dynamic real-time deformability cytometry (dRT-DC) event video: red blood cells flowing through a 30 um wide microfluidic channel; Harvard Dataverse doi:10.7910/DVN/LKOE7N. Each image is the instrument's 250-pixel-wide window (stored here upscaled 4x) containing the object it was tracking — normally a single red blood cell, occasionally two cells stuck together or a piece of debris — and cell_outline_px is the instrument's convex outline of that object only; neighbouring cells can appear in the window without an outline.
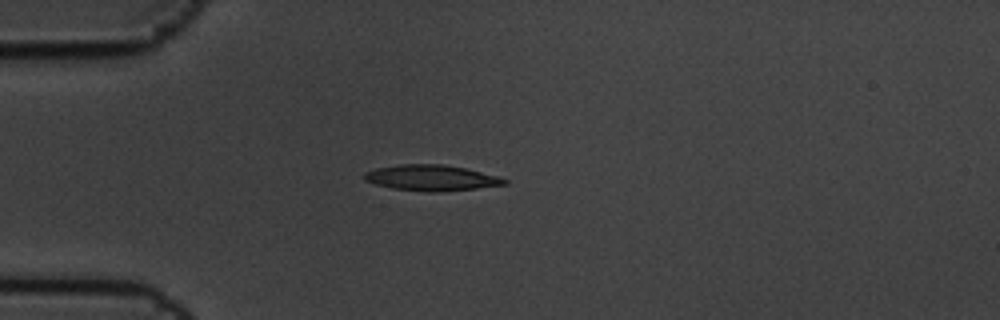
{"species": "common noctule bat (a hibernating species)", "species_latin": "Nyctalus noctula", "temperature_condition": "cold", "stored_images_in_passage": 12, "camera_frame_rate_fps": 3000, "um_per_image_px": 0.085, "animal": {"sex": "male", "body_mass_g": 19.5, "forearm_length_mm": 54.6}, "frame": {"image": 1, "passage_image": 1, "time_ms": 0.0, "image_size_px": [1000, 320], "cell_outline_px": [[508, 184], [476, 188], [440, 192], [428, 192], [392, 188], [376, 184], [364, 180], [364, 172], [376, 168], [400, 164], [444, 164], [464, 168], [496, 176], [508, 180]], "centroid_in_image_um": [36.64, 15.12], "position_along_channel_um": 48.4, "area_um2": 20.92}}
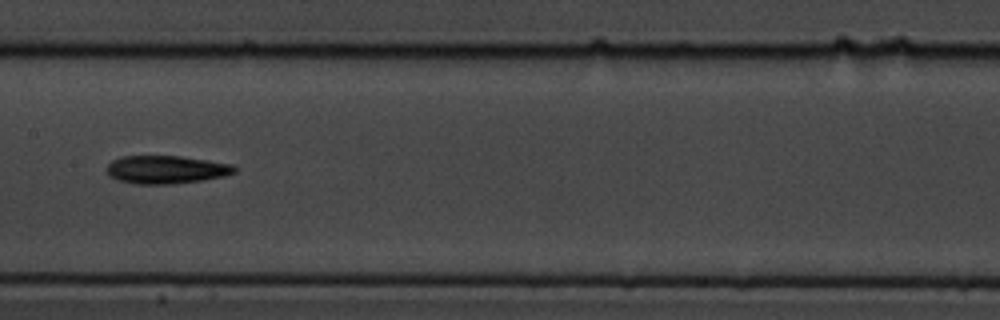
{"frame": {"image": 2, "passage_image": 5, "time_ms": 1.333, "image_size_px": [1000, 320], "cell_outline_px": [[236, 172], [224, 176], [204, 180], [172, 184], [136, 184], [116, 180], [108, 176], [108, 164], [112, 160], [120, 156], [180, 156], [232, 164], [236, 168]], "centroid_in_image_um": [14.1, 14.42], "position_along_channel_um": 193.3, "area_um2": 20.98}}
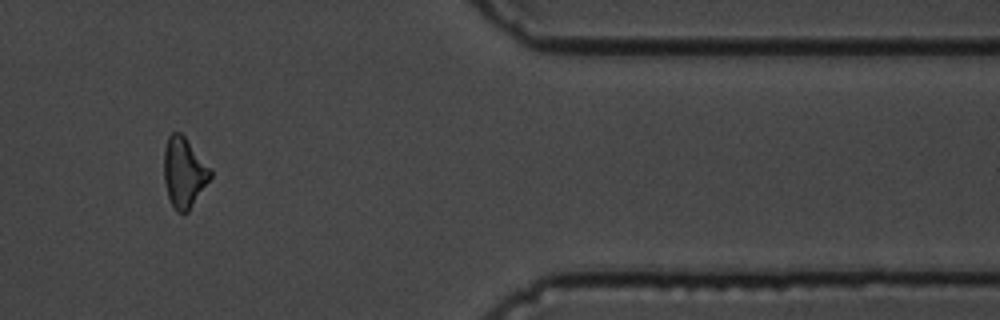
{"frame": {"image": 3, "passage_image": 10, "time_ms": 3.0, "image_size_px": [1000, 320], "cell_outline_px": [[212, 176], [188, 212], [176, 212], [168, 196], [164, 180], [164, 152], [168, 136], [172, 132], [180, 132], [184, 136], [212, 168]], "centroid_in_image_um": [15.65, 14.65], "position_along_channel_um": 395.7, "area_um2": 18.96}}